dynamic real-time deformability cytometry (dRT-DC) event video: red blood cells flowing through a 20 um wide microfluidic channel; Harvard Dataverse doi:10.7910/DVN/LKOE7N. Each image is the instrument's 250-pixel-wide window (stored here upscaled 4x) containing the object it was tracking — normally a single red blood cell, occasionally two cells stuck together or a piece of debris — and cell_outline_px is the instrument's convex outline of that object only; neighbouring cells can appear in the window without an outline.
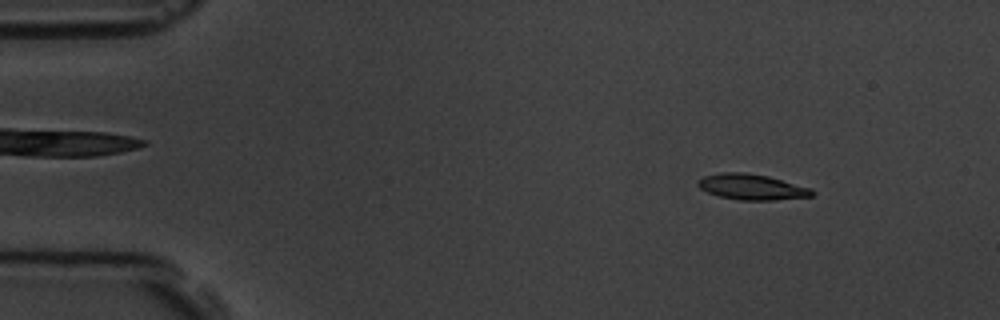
{"species": "common noctule bat (a hibernating species)", "species_latin": "Nyctalus noctula", "temperature_condition": "room temperature", "stored_images_in_passage": 56, "camera_frame_rate_fps": 3000, "um_per_image_px": 0.085, "animal": {"sex": "male", "body_mass_g": 19.5, "forearm_length_mm": 54.6}, "frame": {"image": 1, "passage_image": 7, "time_ms": 2.0, "image_size_px": [1000, 320], "cell_outline_px": [[816, 192], [812, 196], [776, 200], [736, 200], [720, 196], [708, 192], [700, 188], [696, 184], [696, 180], [704, 176], [720, 172], [744, 172], [768, 176], [812, 188]], "centroid_in_image_um": [63.9, 15.89], "position_along_channel_um": 21.1, "area_um2": 17.22}}
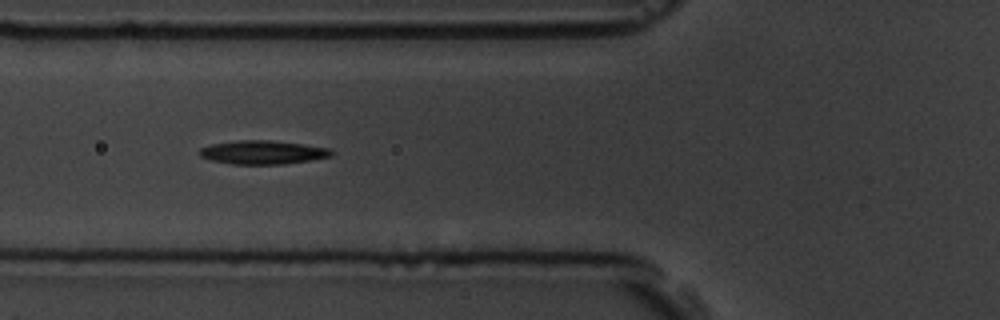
{"frame": {"image": 2, "passage_image": 21, "time_ms": 6.667, "image_size_px": [1000, 320], "cell_outline_px": [[332, 156], [284, 164], [232, 164], [212, 160], [200, 156], [200, 148], [212, 144], [240, 140], [268, 140], [304, 144], [328, 148], [332, 152]], "centroid_in_image_um": [22.33, 12.94], "position_along_channel_um": 103.5, "area_um2": 17.92}}
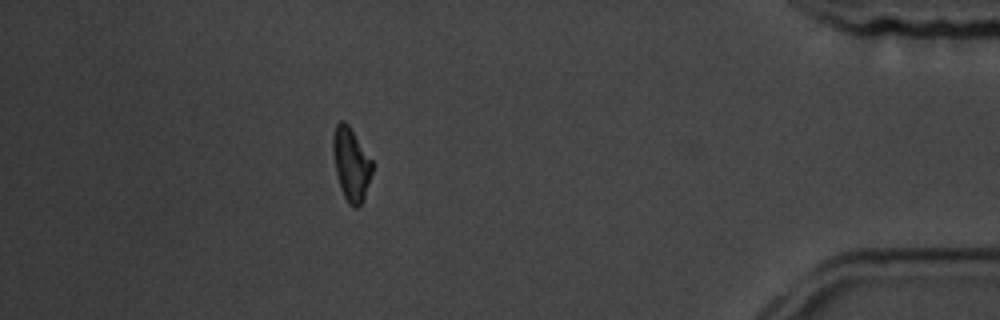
{"frame": {"image": 3, "passage_image": 50, "time_ms": 16.333, "image_size_px": [1000, 320], "cell_outline_px": [[376, 164], [364, 200], [356, 208], [352, 208], [348, 204], [340, 188], [336, 172], [332, 152], [332, 136], [336, 124], [340, 120], [344, 120], [348, 124]], "centroid_in_image_um": [29.88, 13.96], "position_along_channel_um": 405.3, "area_um2": 17.34}, "authors_computed_cell_mechanics": {"area_um2": 17.3111, "velocity_mm_per_s": 3.6191, "shape_relaxation_time_tau1_ms": 4.0294, "shape_relaxation_time_tau2_ms": null, "deformation_change_tau1": 0.1311, "deformation_change_tau2": null}}